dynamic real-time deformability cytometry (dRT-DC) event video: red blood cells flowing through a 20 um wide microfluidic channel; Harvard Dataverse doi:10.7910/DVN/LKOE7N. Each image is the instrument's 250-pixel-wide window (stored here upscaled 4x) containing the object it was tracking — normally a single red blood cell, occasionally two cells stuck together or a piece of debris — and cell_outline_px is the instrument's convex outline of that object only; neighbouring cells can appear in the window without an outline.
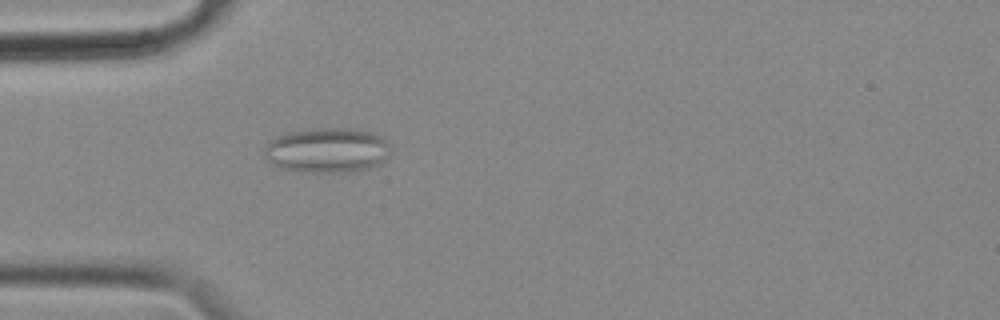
{"species": "common noctule bat (a hibernating species)", "species_latin": "Nyctalus noctula", "temperature_condition": "cold", "stored_images_in_passage": 48, "camera_frame_rate_fps": 3000, "um_per_image_px": 0.085, "animal": {"sex": "female", "body_mass_g": 18.4}, "frame": {"image": 1, "passage_image": 8, "time_ms": 2.333, "image_size_px": [1000, 320], "cell_outline_px": [[392, 152], [380, 164], [368, 168], [348, 172], [304, 172], [280, 168], [272, 164], [264, 156], [264, 148], [268, 140], [276, 136], [288, 132], [316, 128], [352, 128], [372, 132], [388, 140], [392, 144]], "centroid_in_image_um": [27.83, 12.76], "position_along_channel_um": 57.2, "area_um2": 33.7}}
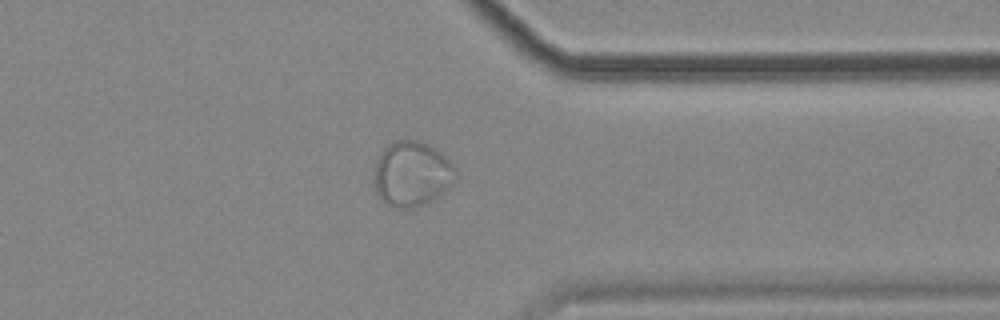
{"frame": {"image": 2, "passage_image": 36, "time_ms": 11.667, "image_size_px": [1000, 320], "cell_outline_px": [[456, 176], [444, 192], [420, 204], [408, 208], [404, 208], [388, 204], [380, 200], [376, 196], [376, 160], [384, 148], [396, 140], [420, 140], [428, 144], [440, 152], [456, 168]], "centroid_in_image_um": [35.0, 14.75], "position_along_channel_um": 376.4, "area_um2": 30.17}}
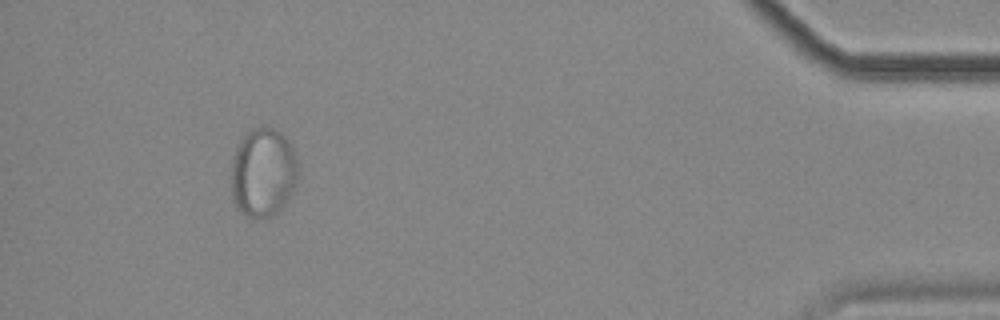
{"frame": {"image": 3, "passage_image": 44, "time_ms": 14.333, "image_size_px": [1000, 320], "cell_outline_px": [[300, 172], [296, 184], [292, 192], [284, 204], [272, 216], [260, 220], [252, 220], [244, 216], [236, 208], [232, 200], [232, 156], [240, 140], [252, 128], [264, 124], [280, 132], [288, 140], [296, 156], [300, 168]], "centroid_in_image_um": [22.37, 14.69], "position_along_channel_um": 412.8, "area_um2": 35.6}}